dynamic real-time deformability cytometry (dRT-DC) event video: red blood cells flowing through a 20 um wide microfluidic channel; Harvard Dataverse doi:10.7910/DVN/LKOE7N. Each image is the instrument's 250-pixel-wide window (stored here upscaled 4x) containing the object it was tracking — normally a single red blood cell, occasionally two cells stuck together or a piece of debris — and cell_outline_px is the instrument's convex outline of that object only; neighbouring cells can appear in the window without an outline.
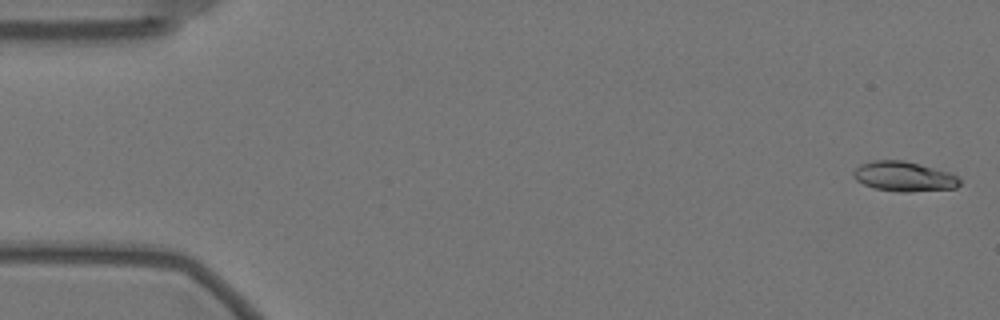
{"species": "Egyptian fruit bat (a non-hibernating species)", "species_latin": "Rousettus aegyptiacus", "temperature_condition": "warm", "stored_images_in_passage": 58, "camera_frame_rate_fps": 3000, "um_per_image_px": 0.085, "animal": {"sex": "female"}, "frame": {"image": 1, "passage_image": 2, "time_ms": 0.333, "image_size_px": [1000, 320], "cell_outline_px": [[960, 184], [956, 188], [908, 192], [900, 192], [876, 188], [864, 184], [856, 180], [852, 176], [852, 172], [860, 164], [872, 160], [904, 160], [948, 172], [956, 176], [960, 180]], "centroid_in_image_um": [76.81, 14.99], "position_along_channel_um": 8.2, "area_um2": 18.38}}
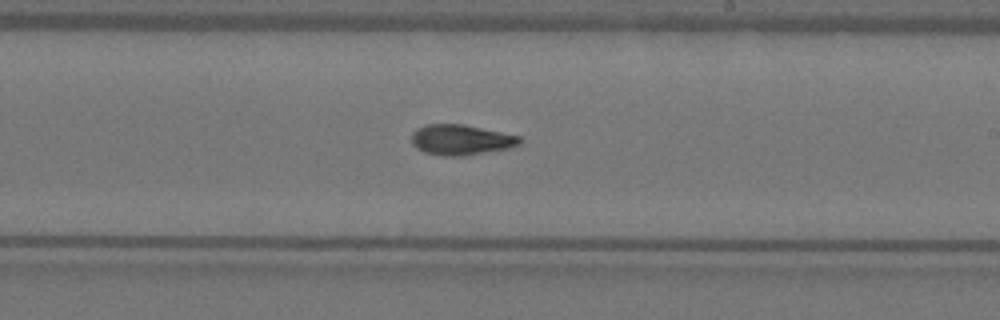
{"frame": {"image": 2, "passage_image": 34, "time_ms": 11.0, "image_size_px": [1000, 320], "cell_outline_px": [[520, 144], [508, 148], [460, 156], [444, 156], [424, 152], [416, 148], [412, 144], [412, 132], [416, 128], [424, 124], [464, 124], [520, 136]], "centroid_in_image_um": [39.13, 11.87], "position_along_channel_um": 249.9, "area_um2": 19.07}}
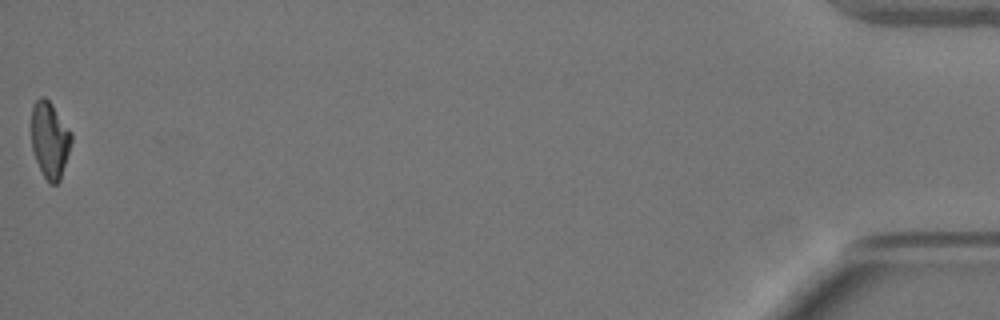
{"frame": {"image": 3, "passage_image": 58, "time_ms": 19.0, "image_size_px": [1000, 320], "cell_outline_px": [[72, 140], [60, 180], [56, 184], [48, 184], [36, 160], [32, 148], [32, 104], [40, 96], [44, 96], [52, 104], [72, 132]], "centroid_in_image_um": [4.23, 11.87], "position_along_channel_um": 431.0, "area_um2": 17.74}, "authors_computed_cell_mechanics": {"area_um2": 18.6694, "velocity_mm_per_s": 3.5228, "shape_relaxation_time_tau1_ms": 7.5284, "shape_relaxation_time_tau2_ms": 5.2402, "deformation_change_tau1": 0.2206, "deformation_change_tau2": 0.1201}}